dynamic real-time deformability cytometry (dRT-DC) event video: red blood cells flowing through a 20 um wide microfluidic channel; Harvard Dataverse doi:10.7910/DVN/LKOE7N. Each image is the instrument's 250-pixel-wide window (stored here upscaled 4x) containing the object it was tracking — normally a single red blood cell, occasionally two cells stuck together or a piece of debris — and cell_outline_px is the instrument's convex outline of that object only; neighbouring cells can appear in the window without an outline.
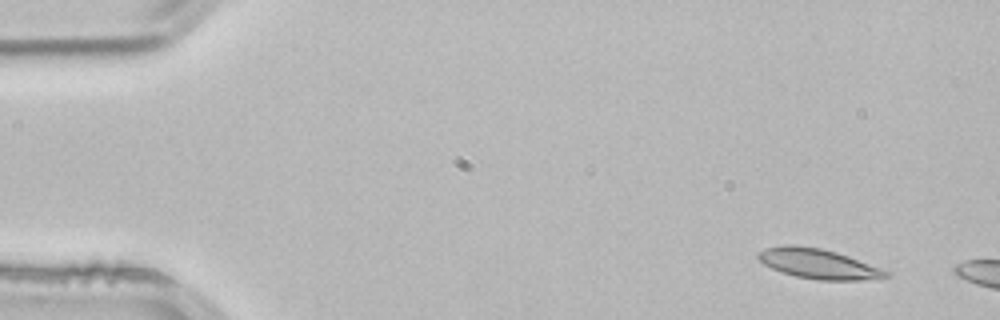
{"species": "common noctule bat (a hibernating species)", "species_latin": "Nyctalus noctula", "temperature_condition": "room temperature", "stored_images_in_passage": 3, "camera_frame_rate_fps": 3000, "um_per_image_px": 0.085, "animal": {"sex": "male", "body_mass_g": 21.5, "forearm_length_mm": 52.0}, "frame": {"image": 1, "passage_image": 1, "time_ms": 0.0, "image_size_px": [1000, 320], "cell_outline_px": [[888, 276], [860, 280], [820, 280], [796, 276], [780, 272], [764, 264], [756, 256], [764, 248], [784, 244], [792, 244], [820, 248], [836, 252], [848, 256], [880, 268], [888, 272]], "centroid_in_image_um": [69.48, 22.4], "position_along_channel_um": 15.5, "area_um2": 21.96}}